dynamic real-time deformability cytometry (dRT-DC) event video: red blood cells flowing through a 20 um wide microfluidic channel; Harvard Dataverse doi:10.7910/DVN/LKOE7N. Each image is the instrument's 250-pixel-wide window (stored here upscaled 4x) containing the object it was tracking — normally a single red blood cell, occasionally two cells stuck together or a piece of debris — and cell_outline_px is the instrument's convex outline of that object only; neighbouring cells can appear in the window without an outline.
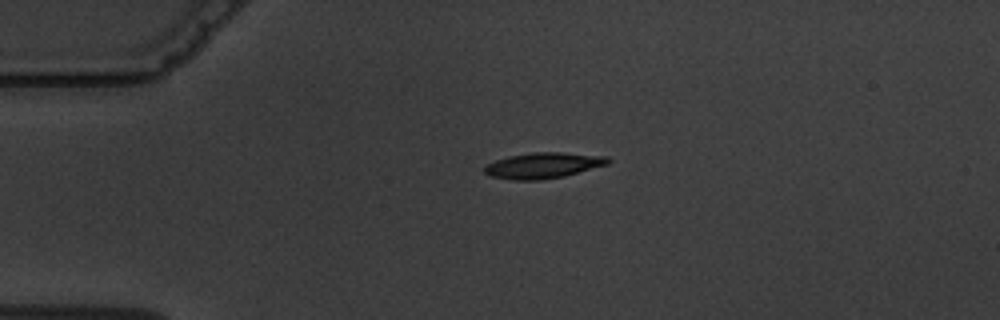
{"species": "common noctule bat (a hibernating species)", "species_latin": "Nyctalus noctula", "temperature_condition": "warm", "stored_images_in_passage": 3, "camera_frame_rate_fps": 3000, "um_per_image_px": 0.085, "animal": {"sex": "male", "body_mass_g": 19.5, "forearm_length_mm": 54.6}, "frame": {"image": 1, "passage_image": 2, "time_ms": 1.333, "image_size_px": [1000, 320], "cell_outline_px": [[612, 160], [608, 164], [564, 176], [540, 180], [512, 180], [492, 176], [484, 172], [484, 168], [488, 164], [496, 160], [508, 156], [532, 152], [560, 152], [608, 156]], "centroid_in_image_um": [46.2, 14.05], "position_along_channel_um": 38.8, "area_um2": 18.5}}